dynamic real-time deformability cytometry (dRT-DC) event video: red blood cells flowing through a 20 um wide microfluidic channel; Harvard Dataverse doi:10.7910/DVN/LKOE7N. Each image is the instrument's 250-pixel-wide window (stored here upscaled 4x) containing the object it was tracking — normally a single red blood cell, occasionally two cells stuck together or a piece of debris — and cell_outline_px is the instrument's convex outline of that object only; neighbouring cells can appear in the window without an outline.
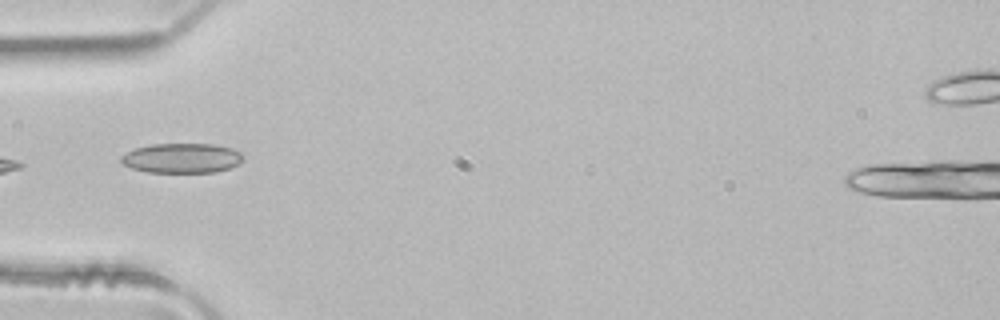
{"species": "common noctule bat (a hibernating species)", "species_latin": "Nyctalus noctula", "temperature_condition": "room temperature", "stored_images_in_passage": 3, "camera_frame_rate_fps": 3000, "um_per_image_px": 0.085, "animal": {"sex": "male", "body_mass_g": 21.5, "forearm_length_mm": 52.0}, "frame": {"image": 1, "passage_image": 3, "time_ms": 0.667, "image_size_px": [1000, 320], "cell_outline_px": [[244, 156], [240, 164], [216, 172], [148, 172], [132, 168], [124, 164], [120, 160], [120, 156], [136, 148], [152, 144], [212, 144], [232, 148], [240, 152]], "centroid_in_image_um": [15.48, 13.44], "position_along_channel_um": 69.5, "area_um2": 21.1}}